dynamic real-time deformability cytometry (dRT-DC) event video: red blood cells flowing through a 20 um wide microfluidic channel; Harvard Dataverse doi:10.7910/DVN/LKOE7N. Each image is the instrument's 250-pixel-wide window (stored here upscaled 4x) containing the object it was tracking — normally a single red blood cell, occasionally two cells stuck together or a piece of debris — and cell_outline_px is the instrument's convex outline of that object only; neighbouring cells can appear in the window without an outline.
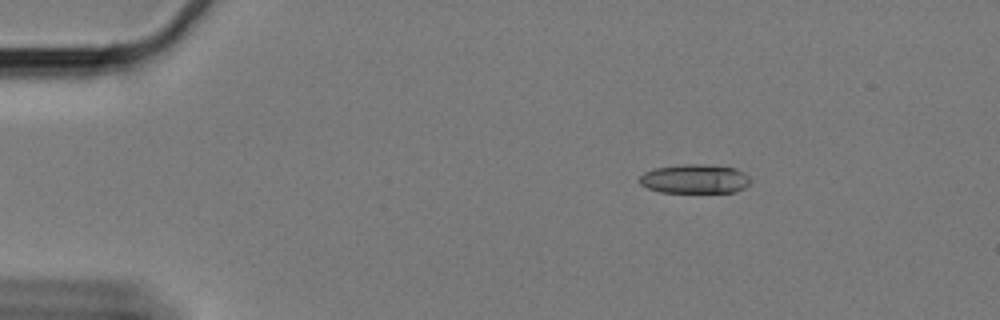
{"species": "Egyptian fruit bat (a non-hibernating species)", "species_latin": "Rousettus aegyptiacus", "temperature_condition": "cold", "stored_images_in_passage": 11, "camera_frame_rate_fps": 3000, "um_per_image_px": 0.085, "animal": {"sex": "female"}, "frame": {"image": 1, "passage_image": 1, "time_ms": 0.0, "image_size_px": [1000, 320], "cell_outline_px": [[752, 180], [744, 188], [736, 192], [660, 192], [648, 188], [640, 184], [640, 176], [644, 172], [652, 168], [684, 164], [704, 164], [736, 168], [744, 172]], "centroid_in_image_um": [59.06, 15.2], "position_along_channel_um": 25.9, "area_um2": 18.96}}
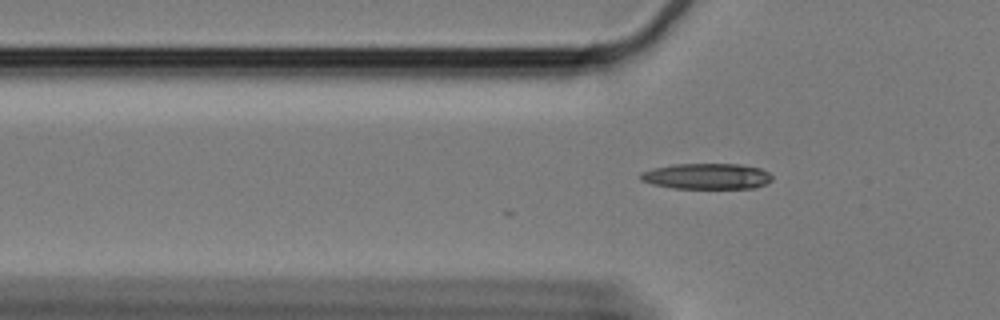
{"frame": {"image": 2, "passage_image": 11, "time_ms": 3.333, "image_size_px": [1000, 320], "cell_outline_px": [[772, 180], [756, 188], [672, 188], [652, 184], [640, 180], [640, 172], [652, 168], [672, 164], [740, 164], [760, 168], [768, 172], [772, 176]], "centroid_in_image_um": [60.05, 14.98], "position_along_channel_um": 65.7, "area_um2": 19.88}}